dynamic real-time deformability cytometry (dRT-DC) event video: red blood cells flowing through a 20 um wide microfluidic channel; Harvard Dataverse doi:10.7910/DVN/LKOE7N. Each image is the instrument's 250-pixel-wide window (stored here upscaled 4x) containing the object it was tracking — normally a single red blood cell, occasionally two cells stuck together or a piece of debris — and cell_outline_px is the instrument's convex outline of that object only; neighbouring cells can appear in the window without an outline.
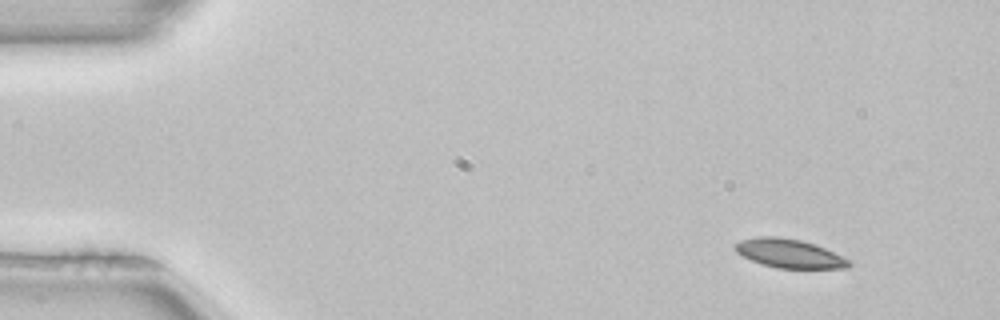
{"species": "common noctule bat (a hibernating species)", "species_latin": "Nyctalus noctula", "temperature_condition": "room temperature", "stored_images_in_passage": 4, "camera_frame_rate_fps": 3000, "um_per_image_px": 0.085, "animal": {"sex": "female", "body_mass_g": 22.7, "forearm_length_mm": 54.2}, "frame": {"image": 1, "passage_image": 1, "time_ms": 0.0, "image_size_px": [1000, 320], "cell_outline_px": [[852, 264], [848, 268], [776, 268], [752, 260], [736, 252], [732, 248], [732, 244], [740, 240], [756, 236], [776, 236], [800, 240], [816, 244], [852, 260]], "centroid_in_image_um": [67.09, 21.53], "position_along_channel_um": 17.9, "area_um2": 19.31}}
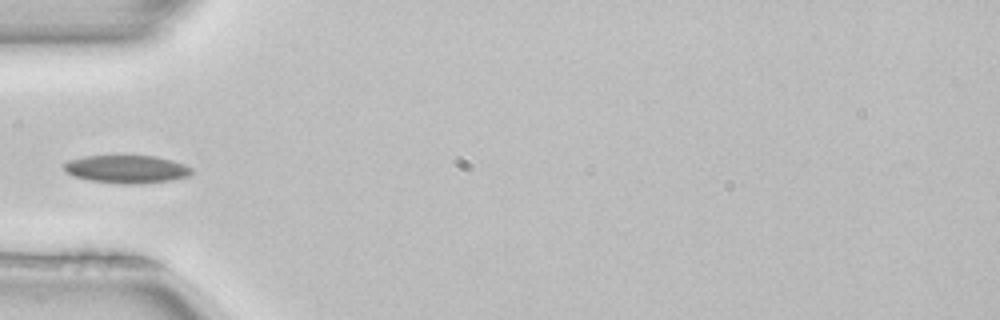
{"frame": {"image": 2, "passage_image": 4, "time_ms": 1.0, "image_size_px": [1000, 320], "cell_outline_px": [[192, 176], [172, 180], [136, 184], [124, 184], [92, 180], [72, 176], [64, 168], [64, 164], [68, 160], [84, 156], [156, 156], [172, 160], [184, 164], [192, 168]], "centroid_in_image_um": [10.81, 14.38], "position_along_channel_um": 74.2, "area_um2": 20.75}}